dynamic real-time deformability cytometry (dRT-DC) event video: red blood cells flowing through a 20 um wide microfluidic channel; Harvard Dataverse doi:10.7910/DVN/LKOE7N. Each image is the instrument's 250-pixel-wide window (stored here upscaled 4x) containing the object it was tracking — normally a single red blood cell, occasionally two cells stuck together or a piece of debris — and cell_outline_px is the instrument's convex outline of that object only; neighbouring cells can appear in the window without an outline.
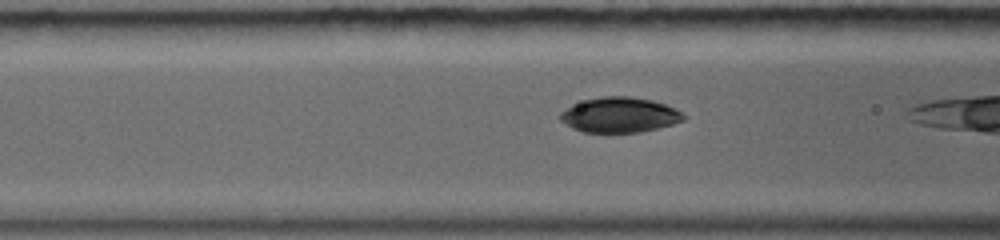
{"species": "common noctule bat (a hibernating species)", "species_latin": "Nyctalus noctula", "temperature_condition": "warm", "stored_images_in_passage": 14, "camera_frame_rate_fps": 5000, "um_per_image_px": 0.085, "animal": {"sex": "female", "body_mass_g": 19.0, "forearm_length_mm": 56.7}, "frame": {"image": 1, "passage_image": 5, "time_ms": 1.0, "image_size_px": [1000, 240], "cell_outline_px": [[688, 116], [684, 120], [672, 124], [640, 132], [584, 132], [572, 128], [560, 120], [560, 112], [572, 104], [584, 100], [600, 96], [632, 96], [652, 100], [664, 104]], "centroid_in_image_um": [52.64, 9.76], "position_along_channel_um": 114.0, "area_um2": 25.2}}
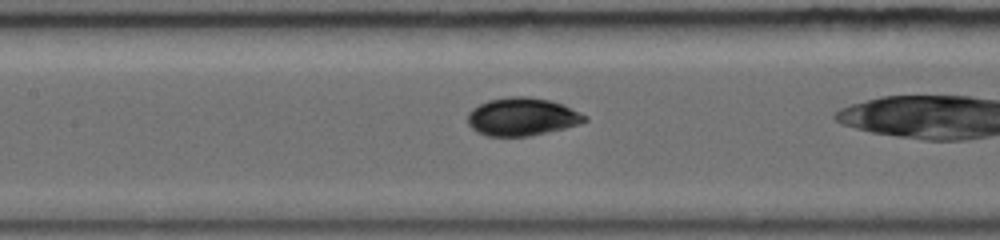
{"frame": {"image": 2, "passage_image": 10, "time_ms": 2.2, "image_size_px": [1000, 240], "cell_outline_px": [[588, 120], [564, 128], [528, 136], [488, 136], [476, 132], [468, 124], [468, 112], [472, 108], [488, 100], [512, 96], [528, 96], [552, 100], [564, 104], [588, 116]], "centroid_in_image_um": [44.37, 9.91], "position_along_channel_um": 163.0, "area_um2": 25.95}}